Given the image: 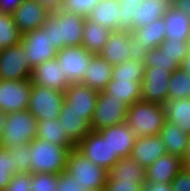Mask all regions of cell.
I'll return each mask as SVG.
<instances>
[{
	"label": "cell",
	"instance_id": "db71d44e",
	"mask_svg": "<svg viewBox=\"0 0 190 191\" xmlns=\"http://www.w3.org/2000/svg\"><path fill=\"white\" fill-rule=\"evenodd\" d=\"M6 116H7V113L0 109V140L3 134V128L6 123Z\"/></svg>",
	"mask_w": 190,
	"mask_h": 191
},
{
	"label": "cell",
	"instance_id": "74e56055",
	"mask_svg": "<svg viewBox=\"0 0 190 191\" xmlns=\"http://www.w3.org/2000/svg\"><path fill=\"white\" fill-rule=\"evenodd\" d=\"M9 150L13 154L14 175L17 173H30V143Z\"/></svg>",
	"mask_w": 190,
	"mask_h": 191
},
{
	"label": "cell",
	"instance_id": "2e32d148",
	"mask_svg": "<svg viewBox=\"0 0 190 191\" xmlns=\"http://www.w3.org/2000/svg\"><path fill=\"white\" fill-rule=\"evenodd\" d=\"M103 138H107L111 153L123 158L131 156L137 135L126 122L113 125L97 131Z\"/></svg>",
	"mask_w": 190,
	"mask_h": 191
},
{
	"label": "cell",
	"instance_id": "6f0895ef",
	"mask_svg": "<svg viewBox=\"0 0 190 191\" xmlns=\"http://www.w3.org/2000/svg\"><path fill=\"white\" fill-rule=\"evenodd\" d=\"M188 43H189V49H190V36H189V39H188Z\"/></svg>",
	"mask_w": 190,
	"mask_h": 191
},
{
	"label": "cell",
	"instance_id": "7bdbcfd3",
	"mask_svg": "<svg viewBox=\"0 0 190 191\" xmlns=\"http://www.w3.org/2000/svg\"><path fill=\"white\" fill-rule=\"evenodd\" d=\"M121 7V31L132 32L134 30V11L138 6L136 3H122L119 2Z\"/></svg>",
	"mask_w": 190,
	"mask_h": 191
},
{
	"label": "cell",
	"instance_id": "8fae6325",
	"mask_svg": "<svg viewBox=\"0 0 190 191\" xmlns=\"http://www.w3.org/2000/svg\"><path fill=\"white\" fill-rule=\"evenodd\" d=\"M76 149L97 166L109 169L119 160L111 153L107 138H103L97 131H90L76 145Z\"/></svg>",
	"mask_w": 190,
	"mask_h": 191
},
{
	"label": "cell",
	"instance_id": "d6986e66",
	"mask_svg": "<svg viewBox=\"0 0 190 191\" xmlns=\"http://www.w3.org/2000/svg\"><path fill=\"white\" fill-rule=\"evenodd\" d=\"M182 168L179 156L166 153L145 169V182L171 183Z\"/></svg>",
	"mask_w": 190,
	"mask_h": 191
},
{
	"label": "cell",
	"instance_id": "603a6c76",
	"mask_svg": "<svg viewBox=\"0 0 190 191\" xmlns=\"http://www.w3.org/2000/svg\"><path fill=\"white\" fill-rule=\"evenodd\" d=\"M80 115L75 111L68 110V105L65 102L59 114L66 136L75 146L91 131V122Z\"/></svg>",
	"mask_w": 190,
	"mask_h": 191
},
{
	"label": "cell",
	"instance_id": "bcb514c9",
	"mask_svg": "<svg viewBox=\"0 0 190 191\" xmlns=\"http://www.w3.org/2000/svg\"><path fill=\"white\" fill-rule=\"evenodd\" d=\"M130 60L132 61H144L146 54L148 53V49L140 43V40L137 36L130 32Z\"/></svg>",
	"mask_w": 190,
	"mask_h": 191
},
{
	"label": "cell",
	"instance_id": "e0dca14e",
	"mask_svg": "<svg viewBox=\"0 0 190 191\" xmlns=\"http://www.w3.org/2000/svg\"><path fill=\"white\" fill-rule=\"evenodd\" d=\"M30 80L32 84L47 88H55L65 92L70 82L65 77L56 59L42 62L31 70Z\"/></svg>",
	"mask_w": 190,
	"mask_h": 191
},
{
	"label": "cell",
	"instance_id": "816d5d0a",
	"mask_svg": "<svg viewBox=\"0 0 190 191\" xmlns=\"http://www.w3.org/2000/svg\"><path fill=\"white\" fill-rule=\"evenodd\" d=\"M170 6L176 10L186 12L190 17V0H170Z\"/></svg>",
	"mask_w": 190,
	"mask_h": 191
},
{
	"label": "cell",
	"instance_id": "8992f818",
	"mask_svg": "<svg viewBox=\"0 0 190 191\" xmlns=\"http://www.w3.org/2000/svg\"><path fill=\"white\" fill-rule=\"evenodd\" d=\"M63 103V91L33 84L27 109L37 120L57 119Z\"/></svg>",
	"mask_w": 190,
	"mask_h": 191
},
{
	"label": "cell",
	"instance_id": "484cf974",
	"mask_svg": "<svg viewBox=\"0 0 190 191\" xmlns=\"http://www.w3.org/2000/svg\"><path fill=\"white\" fill-rule=\"evenodd\" d=\"M36 138L51 142L54 145H60L69 149H75L76 146L68 139L66 132L62 127V119L38 120Z\"/></svg>",
	"mask_w": 190,
	"mask_h": 191
},
{
	"label": "cell",
	"instance_id": "c3c4849f",
	"mask_svg": "<svg viewBox=\"0 0 190 191\" xmlns=\"http://www.w3.org/2000/svg\"><path fill=\"white\" fill-rule=\"evenodd\" d=\"M24 0H0V13L13 15Z\"/></svg>",
	"mask_w": 190,
	"mask_h": 191
},
{
	"label": "cell",
	"instance_id": "9c48e42d",
	"mask_svg": "<svg viewBox=\"0 0 190 191\" xmlns=\"http://www.w3.org/2000/svg\"><path fill=\"white\" fill-rule=\"evenodd\" d=\"M32 68L22 42L1 50L0 80L30 78Z\"/></svg>",
	"mask_w": 190,
	"mask_h": 191
},
{
	"label": "cell",
	"instance_id": "1f68e13d",
	"mask_svg": "<svg viewBox=\"0 0 190 191\" xmlns=\"http://www.w3.org/2000/svg\"><path fill=\"white\" fill-rule=\"evenodd\" d=\"M140 40L142 46L148 50L157 48L165 39L164 18H159L150 24H145L141 28L132 31Z\"/></svg>",
	"mask_w": 190,
	"mask_h": 191
},
{
	"label": "cell",
	"instance_id": "7402d4cb",
	"mask_svg": "<svg viewBox=\"0 0 190 191\" xmlns=\"http://www.w3.org/2000/svg\"><path fill=\"white\" fill-rule=\"evenodd\" d=\"M87 18L113 31H121V7L118 0H100Z\"/></svg>",
	"mask_w": 190,
	"mask_h": 191
},
{
	"label": "cell",
	"instance_id": "f907efd6",
	"mask_svg": "<svg viewBox=\"0 0 190 191\" xmlns=\"http://www.w3.org/2000/svg\"><path fill=\"white\" fill-rule=\"evenodd\" d=\"M39 2L49 12H56L61 10L63 6V0H35Z\"/></svg>",
	"mask_w": 190,
	"mask_h": 191
},
{
	"label": "cell",
	"instance_id": "4dcf8cb0",
	"mask_svg": "<svg viewBox=\"0 0 190 191\" xmlns=\"http://www.w3.org/2000/svg\"><path fill=\"white\" fill-rule=\"evenodd\" d=\"M165 119L177 124L181 130L190 135V99H172L164 103Z\"/></svg>",
	"mask_w": 190,
	"mask_h": 191
},
{
	"label": "cell",
	"instance_id": "f6af8a7d",
	"mask_svg": "<svg viewBox=\"0 0 190 191\" xmlns=\"http://www.w3.org/2000/svg\"><path fill=\"white\" fill-rule=\"evenodd\" d=\"M172 191H190V169L182 168L171 182Z\"/></svg>",
	"mask_w": 190,
	"mask_h": 191
},
{
	"label": "cell",
	"instance_id": "d6a6232c",
	"mask_svg": "<svg viewBox=\"0 0 190 191\" xmlns=\"http://www.w3.org/2000/svg\"><path fill=\"white\" fill-rule=\"evenodd\" d=\"M182 98L190 99V74L180 67L171 73L167 101Z\"/></svg>",
	"mask_w": 190,
	"mask_h": 191
},
{
	"label": "cell",
	"instance_id": "f5cc1de1",
	"mask_svg": "<svg viewBox=\"0 0 190 191\" xmlns=\"http://www.w3.org/2000/svg\"><path fill=\"white\" fill-rule=\"evenodd\" d=\"M181 160L183 167L186 169H190V135L186 144L184 155Z\"/></svg>",
	"mask_w": 190,
	"mask_h": 191
},
{
	"label": "cell",
	"instance_id": "cb8c5ba5",
	"mask_svg": "<svg viewBox=\"0 0 190 191\" xmlns=\"http://www.w3.org/2000/svg\"><path fill=\"white\" fill-rule=\"evenodd\" d=\"M165 22V38L188 40L190 36V17L186 12L169 7L163 16Z\"/></svg>",
	"mask_w": 190,
	"mask_h": 191
},
{
	"label": "cell",
	"instance_id": "4fadbf2b",
	"mask_svg": "<svg viewBox=\"0 0 190 191\" xmlns=\"http://www.w3.org/2000/svg\"><path fill=\"white\" fill-rule=\"evenodd\" d=\"M171 73L168 69L146 67L141 82V100L163 106L168 98V84Z\"/></svg>",
	"mask_w": 190,
	"mask_h": 191
},
{
	"label": "cell",
	"instance_id": "52a82bcc",
	"mask_svg": "<svg viewBox=\"0 0 190 191\" xmlns=\"http://www.w3.org/2000/svg\"><path fill=\"white\" fill-rule=\"evenodd\" d=\"M128 105L105 93L99 92L94 114L91 120V130L99 131L126 121Z\"/></svg>",
	"mask_w": 190,
	"mask_h": 191
},
{
	"label": "cell",
	"instance_id": "7c38bea8",
	"mask_svg": "<svg viewBox=\"0 0 190 191\" xmlns=\"http://www.w3.org/2000/svg\"><path fill=\"white\" fill-rule=\"evenodd\" d=\"M21 42L33 69L42 62L55 59L58 50L51 45L48 33L40 27L22 34Z\"/></svg>",
	"mask_w": 190,
	"mask_h": 191
},
{
	"label": "cell",
	"instance_id": "7a4b0ae2",
	"mask_svg": "<svg viewBox=\"0 0 190 191\" xmlns=\"http://www.w3.org/2000/svg\"><path fill=\"white\" fill-rule=\"evenodd\" d=\"M165 121L162 105L139 100L128 106L125 122L137 136H154L159 135Z\"/></svg>",
	"mask_w": 190,
	"mask_h": 191
},
{
	"label": "cell",
	"instance_id": "3957f363",
	"mask_svg": "<svg viewBox=\"0 0 190 191\" xmlns=\"http://www.w3.org/2000/svg\"><path fill=\"white\" fill-rule=\"evenodd\" d=\"M70 150L67 147L35 138L30 142V173L61 174L65 172Z\"/></svg>",
	"mask_w": 190,
	"mask_h": 191
},
{
	"label": "cell",
	"instance_id": "681fc988",
	"mask_svg": "<svg viewBox=\"0 0 190 191\" xmlns=\"http://www.w3.org/2000/svg\"><path fill=\"white\" fill-rule=\"evenodd\" d=\"M143 191H172L171 183L145 182Z\"/></svg>",
	"mask_w": 190,
	"mask_h": 191
},
{
	"label": "cell",
	"instance_id": "60d3db41",
	"mask_svg": "<svg viewBox=\"0 0 190 191\" xmlns=\"http://www.w3.org/2000/svg\"><path fill=\"white\" fill-rule=\"evenodd\" d=\"M100 0H63L62 11L87 17Z\"/></svg>",
	"mask_w": 190,
	"mask_h": 191
},
{
	"label": "cell",
	"instance_id": "836d02e7",
	"mask_svg": "<svg viewBox=\"0 0 190 191\" xmlns=\"http://www.w3.org/2000/svg\"><path fill=\"white\" fill-rule=\"evenodd\" d=\"M143 61L126 60L123 63L113 66L112 80H134L142 82L145 73Z\"/></svg>",
	"mask_w": 190,
	"mask_h": 191
},
{
	"label": "cell",
	"instance_id": "7dc6e473",
	"mask_svg": "<svg viewBox=\"0 0 190 191\" xmlns=\"http://www.w3.org/2000/svg\"><path fill=\"white\" fill-rule=\"evenodd\" d=\"M58 191H85L73 177L66 172L58 174Z\"/></svg>",
	"mask_w": 190,
	"mask_h": 191
},
{
	"label": "cell",
	"instance_id": "6da1fadb",
	"mask_svg": "<svg viewBox=\"0 0 190 191\" xmlns=\"http://www.w3.org/2000/svg\"><path fill=\"white\" fill-rule=\"evenodd\" d=\"M85 19L86 17L80 14L59 10L50 13L41 28L48 33L50 44L60 50L64 47L82 44Z\"/></svg>",
	"mask_w": 190,
	"mask_h": 191
},
{
	"label": "cell",
	"instance_id": "277c9868",
	"mask_svg": "<svg viewBox=\"0 0 190 191\" xmlns=\"http://www.w3.org/2000/svg\"><path fill=\"white\" fill-rule=\"evenodd\" d=\"M65 172L85 191H102L108 180V170L91 162L76 148L68 153Z\"/></svg>",
	"mask_w": 190,
	"mask_h": 191
},
{
	"label": "cell",
	"instance_id": "ffe728a7",
	"mask_svg": "<svg viewBox=\"0 0 190 191\" xmlns=\"http://www.w3.org/2000/svg\"><path fill=\"white\" fill-rule=\"evenodd\" d=\"M86 68V73H84L80 84L98 92L104 91L107 84L112 80L113 66L99 54H95Z\"/></svg>",
	"mask_w": 190,
	"mask_h": 191
},
{
	"label": "cell",
	"instance_id": "5b68a950",
	"mask_svg": "<svg viewBox=\"0 0 190 191\" xmlns=\"http://www.w3.org/2000/svg\"><path fill=\"white\" fill-rule=\"evenodd\" d=\"M38 120L28 109L7 113L0 146L13 149L28 144L36 138Z\"/></svg>",
	"mask_w": 190,
	"mask_h": 191
},
{
	"label": "cell",
	"instance_id": "d590c367",
	"mask_svg": "<svg viewBox=\"0 0 190 191\" xmlns=\"http://www.w3.org/2000/svg\"><path fill=\"white\" fill-rule=\"evenodd\" d=\"M157 49L161 54L164 53L167 58L175 60V63L180 67L190 51L188 40L176 41L166 38L161 42Z\"/></svg>",
	"mask_w": 190,
	"mask_h": 191
},
{
	"label": "cell",
	"instance_id": "e575fe53",
	"mask_svg": "<svg viewBox=\"0 0 190 191\" xmlns=\"http://www.w3.org/2000/svg\"><path fill=\"white\" fill-rule=\"evenodd\" d=\"M22 34L12 15L0 13V54L1 50L21 42Z\"/></svg>",
	"mask_w": 190,
	"mask_h": 191
},
{
	"label": "cell",
	"instance_id": "ab89813d",
	"mask_svg": "<svg viewBox=\"0 0 190 191\" xmlns=\"http://www.w3.org/2000/svg\"><path fill=\"white\" fill-rule=\"evenodd\" d=\"M145 67H158L159 69H168L171 72L180 68V66L175 63V60L167 58L164 53L161 54L157 48L149 50L143 61Z\"/></svg>",
	"mask_w": 190,
	"mask_h": 191
},
{
	"label": "cell",
	"instance_id": "5bb4252c",
	"mask_svg": "<svg viewBox=\"0 0 190 191\" xmlns=\"http://www.w3.org/2000/svg\"><path fill=\"white\" fill-rule=\"evenodd\" d=\"M99 92L80 83L70 84L64 92L68 110L75 111L82 118L92 120Z\"/></svg>",
	"mask_w": 190,
	"mask_h": 191
},
{
	"label": "cell",
	"instance_id": "83f0119b",
	"mask_svg": "<svg viewBox=\"0 0 190 191\" xmlns=\"http://www.w3.org/2000/svg\"><path fill=\"white\" fill-rule=\"evenodd\" d=\"M159 136L166 146V153L183 157L189 135L177 124L164 122Z\"/></svg>",
	"mask_w": 190,
	"mask_h": 191
},
{
	"label": "cell",
	"instance_id": "f1b7e54d",
	"mask_svg": "<svg viewBox=\"0 0 190 191\" xmlns=\"http://www.w3.org/2000/svg\"><path fill=\"white\" fill-rule=\"evenodd\" d=\"M108 180L145 181V169L132 156L119 158L109 169Z\"/></svg>",
	"mask_w": 190,
	"mask_h": 191
},
{
	"label": "cell",
	"instance_id": "8d00e7d4",
	"mask_svg": "<svg viewBox=\"0 0 190 191\" xmlns=\"http://www.w3.org/2000/svg\"><path fill=\"white\" fill-rule=\"evenodd\" d=\"M13 175V154L9 149L0 146V191H4L9 185Z\"/></svg>",
	"mask_w": 190,
	"mask_h": 191
},
{
	"label": "cell",
	"instance_id": "ac0fdd59",
	"mask_svg": "<svg viewBox=\"0 0 190 191\" xmlns=\"http://www.w3.org/2000/svg\"><path fill=\"white\" fill-rule=\"evenodd\" d=\"M166 154V146L159 135L137 136L131 156L146 169L159 157Z\"/></svg>",
	"mask_w": 190,
	"mask_h": 191
},
{
	"label": "cell",
	"instance_id": "9a60e30c",
	"mask_svg": "<svg viewBox=\"0 0 190 191\" xmlns=\"http://www.w3.org/2000/svg\"><path fill=\"white\" fill-rule=\"evenodd\" d=\"M50 13L35 0H24L12 15L21 34L42 27Z\"/></svg>",
	"mask_w": 190,
	"mask_h": 191
},
{
	"label": "cell",
	"instance_id": "9f6ffc18",
	"mask_svg": "<svg viewBox=\"0 0 190 191\" xmlns=\"http://www.w3.org/2000/svg\"><path fill=\"white\" fill-rule=\"evenodd\" d=\"M143 0H118V2L122 3H136L137 5L142 2Z\"/></svg>",
	"mask_w": 190,
	"mask_h": 191
},
{
	"label": "cell",
	"instance_id": "4316f807",
	"mask_svg": "<svg viewBox=\"0 0 190 191\" xmlns=\"http://www.w3.org/2000/svg\"><path fill=\"white\" fill-rule=\"evenodd\" d=\"M112 33L113 30L103 27L86 17L81 45L90 53L99 54Z\"/></svg>",
	"mask_w": 190,
	"mask_h": 191
},
{
	"label": "cell",
	"instance_id": "f35d334b",
	"mask_svg": "<svg viewBox=\"0 0 190 191\" xmlns=\"http://www.w3.org/2000/svg\"><path fill=\"white\" fill-rule=\"evenodd\" d=\"M31 191H58V174L33 173Z\"/></svg>",
	"mask_w": 190,
	"mask_h": 191
},
{
	"label": "cell",
	"instance_id": "b9f144b4",
	"mask_svg": "<svg viewBox=\"0 0 190 191\" xmlns=\"http://www.w3.org/2000/svg\"><path fill=\"white\" fill-rule=\"evenodd\" d=\"M145 181L107 180L104 191H143Z\"/></svg>",
	"mask_w": 190,
	"mask_h": 191
},
{
	"label": "cell",
	"instance_id": "30bf717a",
	"mask_svg": "<svg viewBox=\"0 0 190 191\" xmlns=\"http://www.w3.org/2000/svg\"><path fill=\"white\" fill-rule=\"evenodd\" d=\"M32 85L30 78L0 80V109L6 113L26 110Z\"/></svg>",
	"mask_w": 190,
	"mask_h": 191
},
{
	"label": "cell",
	"instance_id": "ee69618b",
	"mask_svg": "<svg viewBox=\"0 0 190 191\" xmlns=\"http://www.w3.org/2000/svg\"><path fill=\"white\" fill-rule=\"evenodd\" d=\"M32 173H17L12 176L9 185L4 191H31Z\"/></svg>",
	"mask_w": 190,
	"mask_h": 191
},
{
	"label": "cell",
	"instance_id": "11a10c76",
	"mask_svg": "<svg viewBox=\"0 0 190 191\" xmlns=\"http://www.w3.org/2000/svg\"><path fill=\"white\" fill-rule=\"evenodd\" d=\"M181 68L186 71V73L190 74V51L186 58L184 59Z\"/></svg>",
	"mask_w": 190,
	"mask_h": 191
},
{
	"label": "cell",
	"instance_id": "d4e9b609",
	"mask_svg": "<svg viewBox=\"0 0 190 191\" xmlns=\"http://www.w3.org/2000/svg\"><path fill=\"white\" fill-rule=\"evenodd\" d=\"M170 7V0H143L135 7L134 30L162 18Z\"/></svg>",
	"mask_w": 190,
	"mask_h": 191
},
{
	"label": "cell",
	"instance_id": "ba28073f",
	"mask_svg": "<svg viewBox=\"0 0 190 191\" xmlns=\"http://www.w3.org/2000/svg\"><path fill=\"white\" fill-rule=\"evenodd\" d=\"M95 54L87 51L82 45L68 46L58 50L55 57L70 84L81 83L86 66Z\"/></svg>",
	"mask_w": 190,
	"mask_h": 191
},
{
	"label": "cell",
	"instance_id": "f546056e",
	"mask_svg": "<svg viewBox=\"0 0 190 191\" xmlns=\"http://www.w3.org/2000/svg\"><path fill=\"white\" fill-rule=\"evenodd\" d=\"M104 92L128 106L141 100V82L134 80H111Z\"/></svg>",
	"mask_w": 190,
	"mask_h": 191
},
{
	"label": "cell",
	"instance_id": "44dd1931",
	"mask_svg": "<svg viewBox=\"0 0 190 191\" xmlns=\"http://www.w3.org/2000/svg\"><path fill=\"white\" fill-rule=\"evenodd\" d=\"M130 32L113 31L99 55L112 66L130 60Z\"/></svg>",
	"mask_w": 190,
	"mask_h": 191
}]
</instances>
